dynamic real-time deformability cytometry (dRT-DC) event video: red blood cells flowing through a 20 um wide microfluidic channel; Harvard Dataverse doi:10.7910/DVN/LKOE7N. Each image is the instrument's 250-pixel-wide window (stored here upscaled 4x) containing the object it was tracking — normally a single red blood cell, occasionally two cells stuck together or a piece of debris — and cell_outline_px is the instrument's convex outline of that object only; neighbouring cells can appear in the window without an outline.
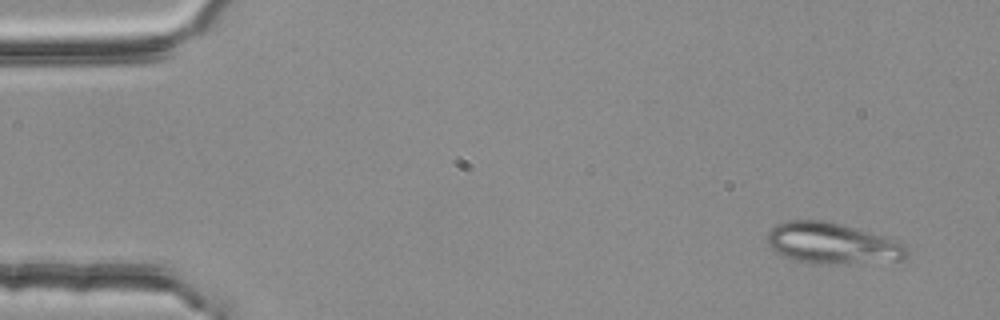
{"species": "common noctule bat (a hibernating species)", "species_latin": "Nyctalus noctula", "temperature_condition": "room temperature", "stored_images_in_passage": 6, "camera_frame_rate_fps": 3000, "um_per_image_px": 0.085, "animal": {"sex": "female", "body_mass_g": 25.1}, "frame": {"image": 1, "passage_image": 1, "time_ms": 0.0, "image_size_px": [1000, 320], "cell_outline_px": [[908, 256], [904, 260], [840, 264], [812, 264], [792, 260], [780, 256], [768, 244], [768, 232], [776, 224], [788, 220], [828, 220], [884, 236], [904, 244], [908, 248]], "centroid_in_image_um": [70.73, 20.7], "position_along_channel_um": 14.3, "area_um2": 33.87}}
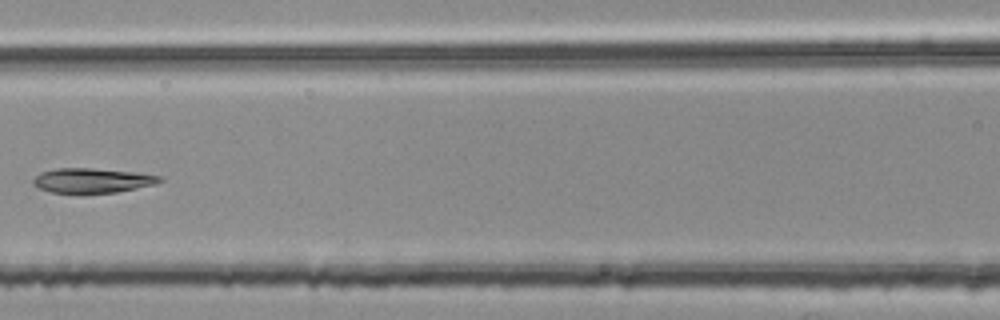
{"frame": {"image": 2, "passage_image": 6, "time_ms": 1.667, "image_size_px": [1000, 320], "cell_outline_px": [[164, 180], [156, 184], [116, 192], [52, 192], [40, 188], [32, 184], [32, 180], [40, 172], [56, 168], [92, 168], [132, 172], [160, 176]], "centroid_in_image_um": [7.83, 15.32], "position_along_channel_um": 158.8, "area_um2": 17.86}}